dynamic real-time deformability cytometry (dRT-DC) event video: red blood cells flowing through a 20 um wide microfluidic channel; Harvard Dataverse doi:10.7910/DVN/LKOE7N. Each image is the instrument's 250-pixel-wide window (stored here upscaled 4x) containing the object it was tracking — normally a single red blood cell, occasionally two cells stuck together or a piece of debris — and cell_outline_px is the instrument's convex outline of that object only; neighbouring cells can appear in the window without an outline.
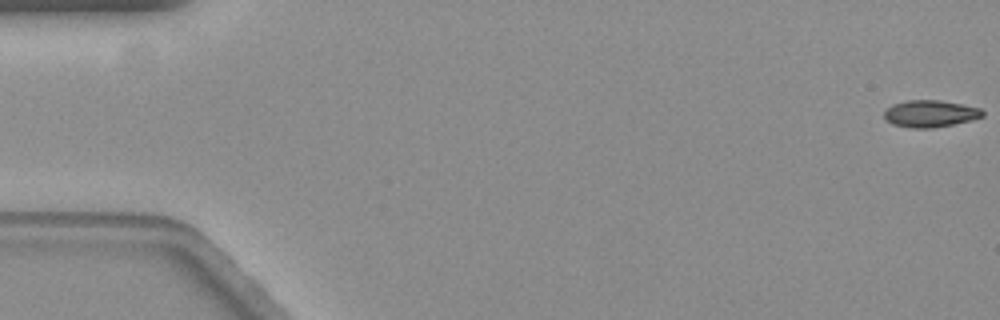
{"species": "common noctule bat (a hibernating species)", "species_latin": "Nyctalus noctula", "temperature_condition": "warm", "stored_images_in_passage": 18, "camera_frame_rate_fps": 3000, "um_per_image_px": 0.085, "animal": {"sex": "female", "body_mass_g": 19.3, "forearm_length_mm": 54.1}, "frame": {"image": 1, "passage_image": 1, "time_ms": 0.0, "image_size_px": [1000, 320], "cell_outline_px": [[984, 116], [952, 124], [932, 128], [912, 128], [892, 124], [884, 116], [884, 112], [892, 104], [908, 100], [940, 100], [980, 108], [984, 112]], "centroid_in_image_um": [79.05, 9.65], "position_along_channel_um": 6.0, "area_um2": 15.2}}
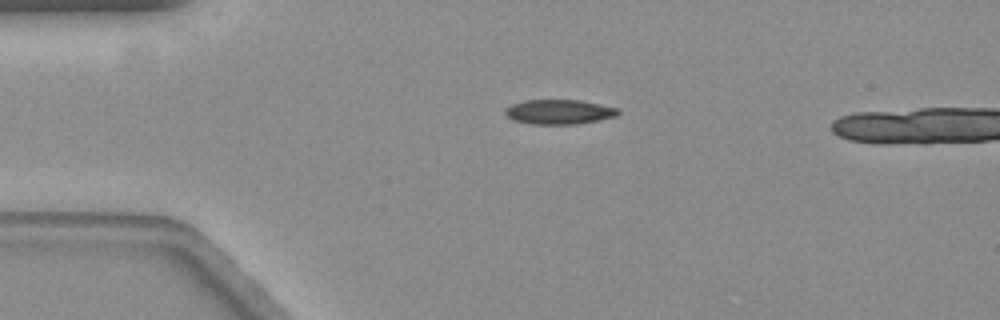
{"frame": {"image": 2, "passage_image": 14, "time_ms": 4.333, "image_size_px": [1000, 320], "cell_outline_px": [[620, 112], [616, 116], [576, 124], [536, 124], [516, 120], [508, 116], [504, 112], [504, 108], [512, 104], [524, 100], [580, 100], [620, 108]], "centroid_in_image_um": [47.54, 9.49], "position_along_channel_um": 37.5, "area_um2": 16.07}}